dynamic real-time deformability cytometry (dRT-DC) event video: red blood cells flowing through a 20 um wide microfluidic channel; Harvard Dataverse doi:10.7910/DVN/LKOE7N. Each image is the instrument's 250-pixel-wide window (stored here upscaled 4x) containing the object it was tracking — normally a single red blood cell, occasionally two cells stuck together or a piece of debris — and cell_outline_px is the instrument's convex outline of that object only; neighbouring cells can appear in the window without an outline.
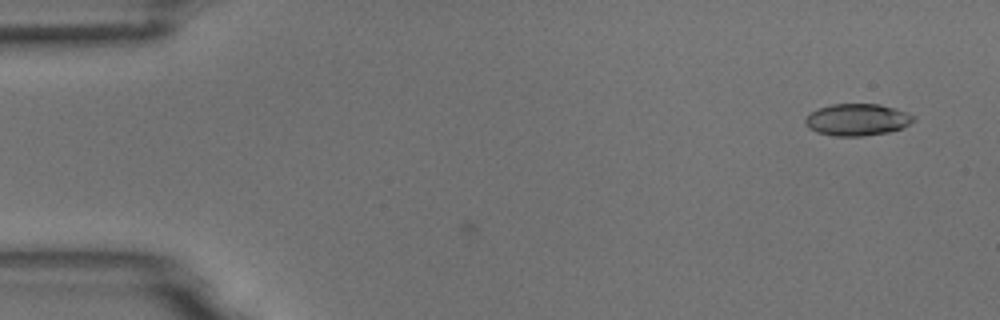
{"species": "common noctule bat (a hibernating species)", "species_latin": "Nyctalus noctula", "temperature_condition": "room temperature", "stored_images_in_passage": 4, "camera_frame_rate_fps": 3000, "um_per_image_px": 0.085, "animal": {"sex": "male", "body_mass_g": 18.8}, "frame": {"image": 1, "passage_image": 1, "time_ms": 0.0, "image_size_px": [1000, 320], "cell_outline_px": [[916, 120], [900, 128], [888, 132], [864, 136], [832, 136], [816, 132], [808, 128], [804, 124], [804, 120], [812, 112], [820, 108], [832, 104], [880, 104], [916, 116]], "centroid_in_image_um": [72.84, 10.18], "position_along_channel_um": 12.2, "area_um2": 20.0}}